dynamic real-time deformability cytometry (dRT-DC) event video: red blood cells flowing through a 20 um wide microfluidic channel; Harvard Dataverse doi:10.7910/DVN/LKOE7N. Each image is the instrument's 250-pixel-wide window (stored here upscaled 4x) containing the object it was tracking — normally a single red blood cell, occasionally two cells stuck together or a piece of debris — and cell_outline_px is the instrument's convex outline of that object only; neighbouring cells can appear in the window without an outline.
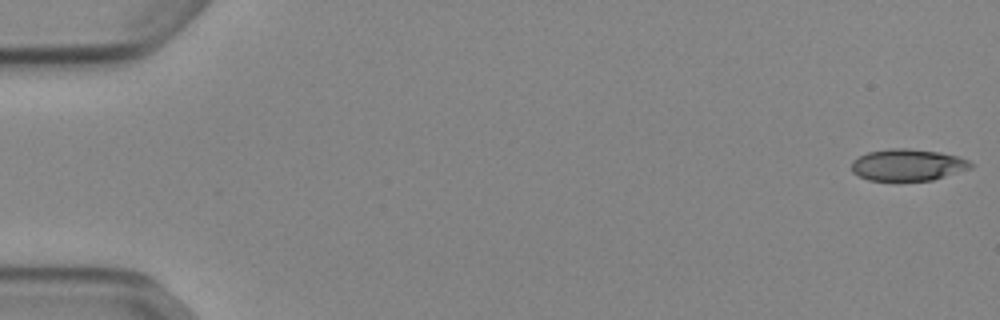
{"species": "Egyptian fruit bat (a non-hibernating species)", "species_latin": "Rousettus aegyptiacus", "temperature_condition": "cold", "stored_images_in_passage": 52, "camera_frame_rate_fps": 3000, "um_per_image_px": 0.085, "animal": {"sex": "female"}, "frame": {"image": 1, "passage_image": 1, "time_ms": 0.0, "image_size_px": [1000, 320], "cell_outline_px": [[972, 168], [932, 180], [868, 180], [852, 172], [852, 160], [868, 152], [888, 148], [908, 148], [940, 152], [960, 156], [968, 160], [972, 164]], "centroid_in_image_um": [77.17, 14.0], "position_along_channel_um": 7.8, "area_um2": 22.02}}
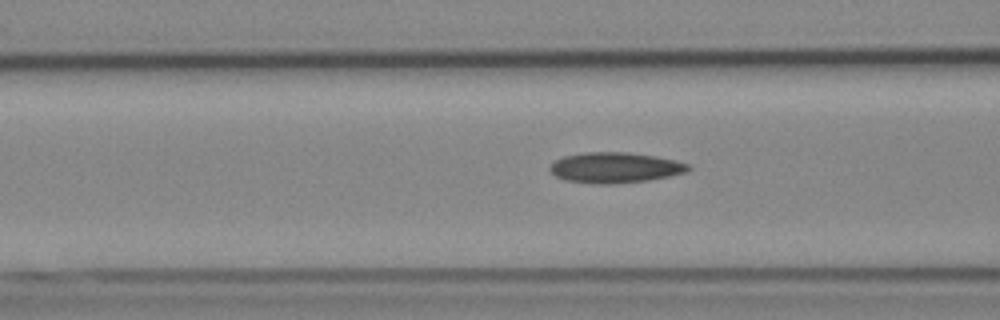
{"frame": {"image": 2, "passage_image": 21, "time_ms": 6.667, "image_size_px": [1000, 320], "cell_outline_px": [[692, 168], [688, 172], [648, 180], [616, 184], [596, 184], [564, 180], [556, 176], [548, 168], [556, 160], [564, 156], [584, 152], [628, 152], [656, 156], [676, 160], [688, 164]], "centroid_in_image_um": [52.3, 14.25], "position_along_channel_um": 114.3, "area_um2": 24.74}}
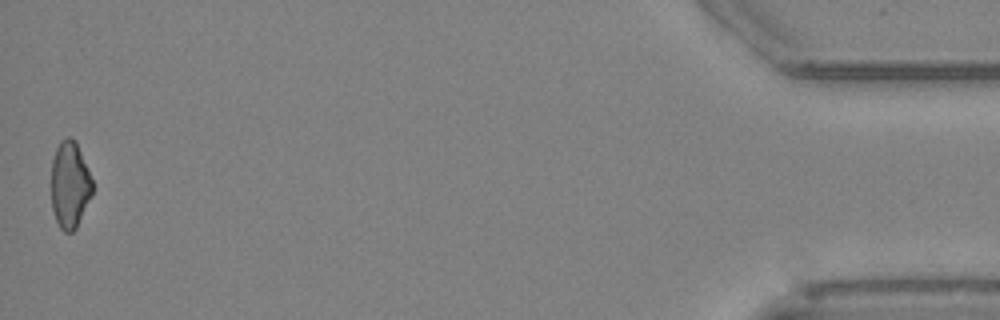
{"frame": {"image": 3, "passage_image": 52, "time_ms": 17.0, "image_size_px": [1000, 320], "cell_outline_px": [[92, 196], [76, 228], [72, 232], [64, 232], [60, 228], [56, 220], [52, 208], [52, 160], [56, 148], [60, 140], [68, 136], [72, 136], [76, 140], [92, 180]], "centroid_in_image_um": [5.94, 15.69], "position_along_channel_um": 429.3, "area_um2": 20.87}, "authors_computed_cell_mechanics": {"area_um2": 22.5709, "velocity_mm_per_s": 3.9053, "shape_relaxation_time_tau1_ms": null, "shape_relaxation_time_tau2_ms": 4.4107, "deformation_change_tau1": null, "deformation_change_tau2": 0.1389}}